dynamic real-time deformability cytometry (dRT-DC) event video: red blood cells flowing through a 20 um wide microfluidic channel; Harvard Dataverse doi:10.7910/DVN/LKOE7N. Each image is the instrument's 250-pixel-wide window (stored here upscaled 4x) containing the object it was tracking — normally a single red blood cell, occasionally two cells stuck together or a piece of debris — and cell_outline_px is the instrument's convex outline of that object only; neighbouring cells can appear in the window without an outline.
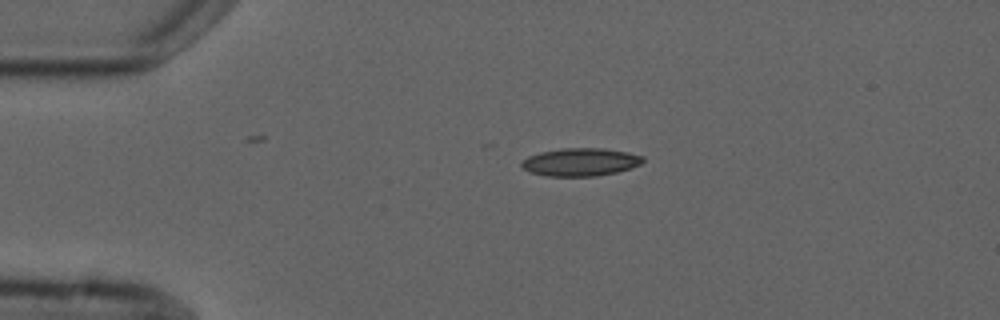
{"species": "common noctule bat (a hibernating species)", "species_latin": "Nyctalus noctula", "temperature_condition": "cold", "stored_images_in_passage": 2, "camera_frame_rate_fps": 3000, "um_per_image_px": 0.085, "animal": {"sex": "male", "forearm_length_mm": 52.5}, "frame": {"image": 1, "passage_image": 1, "time_ms": 0.0, "image_size_px": [1000, 320], "cell_outline_px": [[644, 160], [640, 164], [632, 168], [616, 172], [596, 176], [548, 176], [528, 172], [520, 164], [528, 156], [540, 152], [560, 148], [604, 148], [628, 152], [644, 156]], "centroid_in_image_um": [49.35, 13.77], "position_along_channel_um": 35.6, "area_um2": 19.83}}